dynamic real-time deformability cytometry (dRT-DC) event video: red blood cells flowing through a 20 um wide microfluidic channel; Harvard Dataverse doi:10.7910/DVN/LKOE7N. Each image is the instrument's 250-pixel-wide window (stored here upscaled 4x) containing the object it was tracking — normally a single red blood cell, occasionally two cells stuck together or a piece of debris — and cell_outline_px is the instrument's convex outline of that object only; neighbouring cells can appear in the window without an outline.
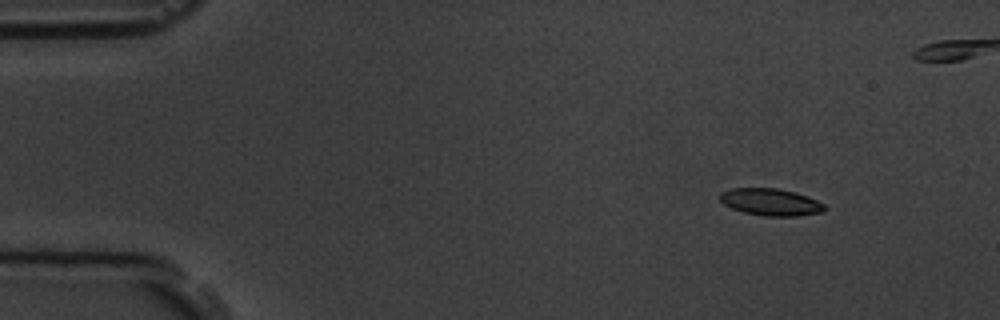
{"species": "common noctule bat (a hibernating species)", "species_latin": "Nyctalus noctula", "temperature_condition": "room temperature", "stored_images_in_passage": 6, "camera_frame_rate_fps": 3000, "um_per_image_px": 0.085, "animal": {"sex": "male", "body_mass_g": 19.5, "forearm_length_mm": 54.6}, "frame": {"image": 1, "passage_image": 2, "time_ms": 1.333, "image_size_px": [1000, 320], "cell_outline_px": [[828, 208], [824, 212], [796, 216], [764, 216], [744, 212], [732, 208], [724, 204], [720, 200], [720, 192], [728, 188], [776, 188], [796, 192], [808, 196], [824, 204]], "centroid_in_image_um": [65.53, 17.17], "position_along_channel_um": 19.5, "area_um2": 16.65}}